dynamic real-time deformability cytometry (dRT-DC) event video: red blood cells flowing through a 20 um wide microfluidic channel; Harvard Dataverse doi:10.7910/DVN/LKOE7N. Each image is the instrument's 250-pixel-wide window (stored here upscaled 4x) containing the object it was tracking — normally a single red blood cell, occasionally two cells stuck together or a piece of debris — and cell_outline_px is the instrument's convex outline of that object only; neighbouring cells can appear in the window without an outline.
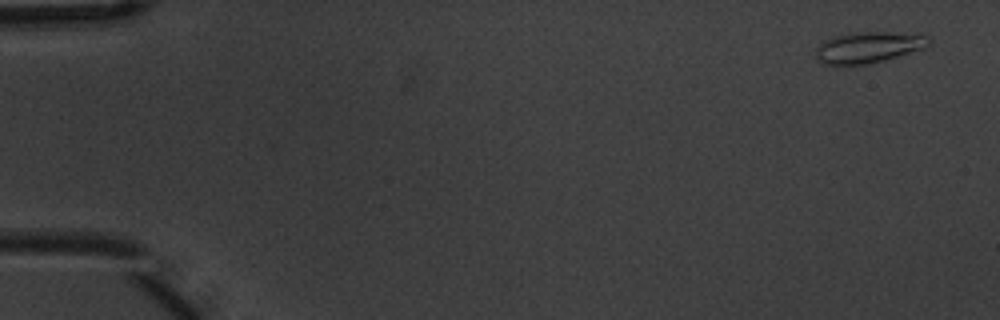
{"species": "common noctule bat (a hibernating species)", "species_latin": "Nyctalus noctula", "temperature_condition": "warm", "stored_images_in_passage": 5, "camera_frame_rate_fps": 3000, "um_per_image_px": 0.085, "animal": {"sex": "male", "body_mass_g": 20.1, "forearm_length_mm": 53.5}, "frame": {"image": 1, "passage_image": 1, "time_ms": 0.0, "image_size_px": [1000, 320], "cell_outline_px": [[932, 40], [924, 48], [884, 60], [868, 64], [824, 64], [816, 60], [816, 44], [832, 36], [848, 32], [888, 32], [928, 36]], "centroid_in_image_um": [73.74, 4.01], "position_along_channel_um": 11.3, "area_um2": 20.52}}
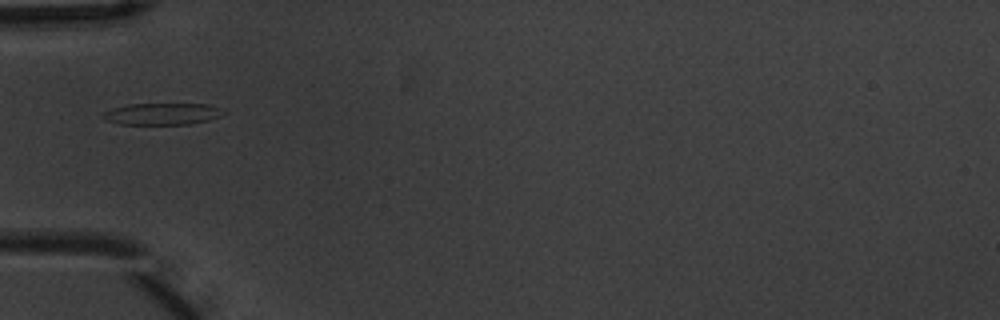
{"frame": {"image": 2, "passage_image": 5, "time_ms": 1.333, "image_size_px": [1000, 320], "cell_outline_px": [[224, 112], [220, 116], [208, 120], [192, 124], [120, 124], [104, 120], [100, 116], [104, 112], [112, 108], [128, 104], [208, 104], [220, 108]], "centroid_in_image_um": [13.74, 9.68], "position_along_channel_um": 71.3, "area_um2": 15.26}}